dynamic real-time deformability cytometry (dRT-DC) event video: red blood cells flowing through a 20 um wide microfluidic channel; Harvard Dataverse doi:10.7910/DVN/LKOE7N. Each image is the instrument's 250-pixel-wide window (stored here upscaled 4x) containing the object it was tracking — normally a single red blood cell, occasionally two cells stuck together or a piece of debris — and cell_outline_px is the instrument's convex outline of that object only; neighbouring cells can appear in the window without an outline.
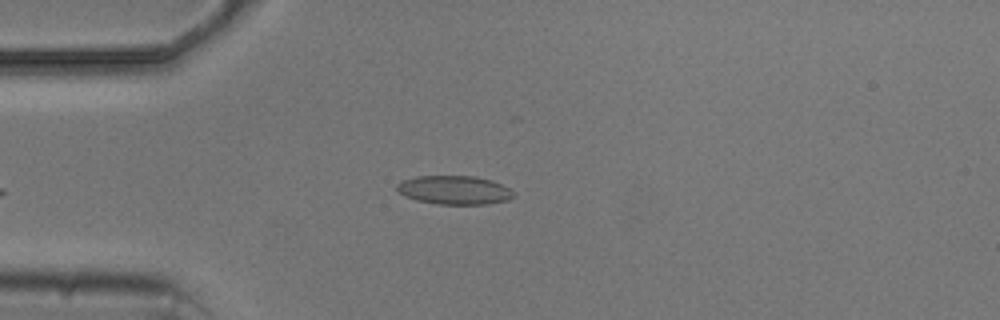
{"species": "common noctule bat (a hibernating species)", "species_latin": "Nyctalus noctula", "temperature_condition": "cold", "stored_images_in_passage": 4, "camera_frame_rate_fps": 3000, "um_per_image_px": 0.085, "animal": {"sex": "male", "body_mass_g": 20.5, "forearm_length_mm": 52.5}, "frame": {"image": 1, "passage_image": 4, "time_ms": 4.333, "image_size_px": [1000, 320], "cell_outline_px": [[516, 196], [508, 200], [488, 204], [440, 204], [416, 200], [404, 196], [396, 192], [396, 184], [404, 180], [416, 176], [476, 176], [492, 180], [508, 188]], "centroid_in_image_um": [38.6, 16.15], "position_along_channel_um": 46.4, "area_um2": 19.59}}